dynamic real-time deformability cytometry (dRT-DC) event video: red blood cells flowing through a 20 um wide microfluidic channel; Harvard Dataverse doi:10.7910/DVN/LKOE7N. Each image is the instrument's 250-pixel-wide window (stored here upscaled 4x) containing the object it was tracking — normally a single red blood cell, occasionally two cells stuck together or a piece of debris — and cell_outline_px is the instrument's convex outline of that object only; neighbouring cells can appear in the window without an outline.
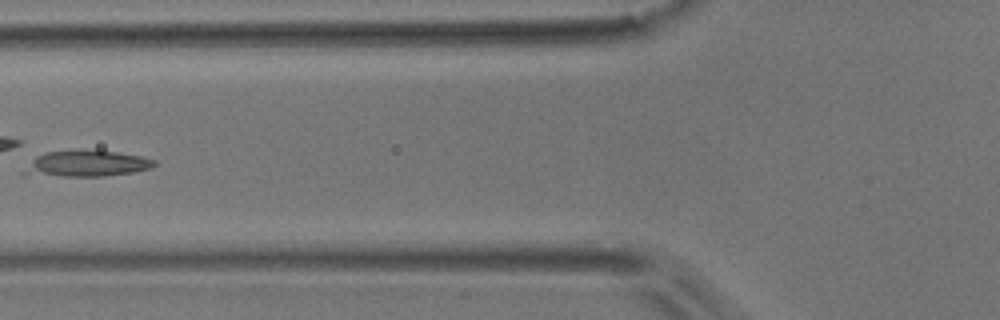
{"species": "common noctule bat (a hibernating species)", "species_latin": "Nyctalus noctula", "temperature_condition": "room temperature", "stored_images_in_passage": 5, "camera_frame_rate_fps": 3000, "um_per_image_px": 0.085, "animal": {"sex": "male", "body_mass_g": 17.9}, "frame": {"image": 1, "passage_image": 5, "time_ms": 1.333, "image_size_px": [1000, 320], "cell_outline_px": [[156, 164], [152, 168], [136, 172], [104, 176], [20, 176], [20, 172], [36, 156], [44, 152], [80, 148], [116, 152], [140, 156], [156, 160]], "centroid_in_image_um": [7.27, 13.9], "position_along_channel_um": 118.5, "area_um2": 20.63}}